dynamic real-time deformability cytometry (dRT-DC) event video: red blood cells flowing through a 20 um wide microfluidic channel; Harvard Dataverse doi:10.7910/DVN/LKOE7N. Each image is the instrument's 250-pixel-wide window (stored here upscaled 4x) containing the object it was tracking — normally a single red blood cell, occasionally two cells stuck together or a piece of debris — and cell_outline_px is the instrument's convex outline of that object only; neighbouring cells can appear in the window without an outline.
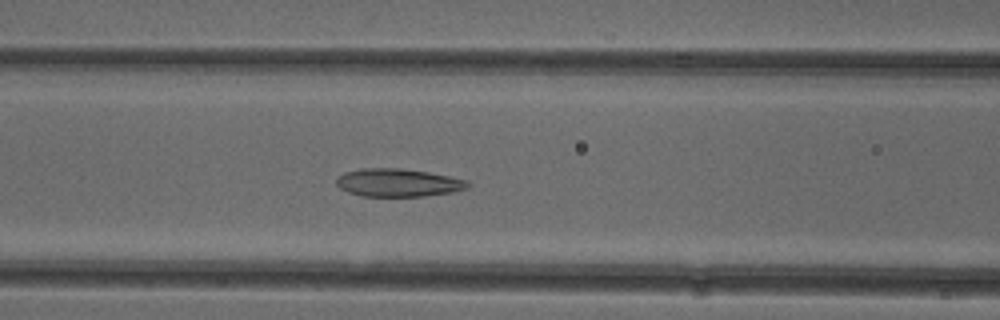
{"species": "common noctule bat (a hibernating species)", "species_latin": "Nyctalus noctula", "temperature_condition": "cold", "stored_images_in_passage": 37, "camera_frame_rate_fps": 3000, "um_per_image_px": 0.085, "animal": {"sex": "female"}, "frame": {"image": 1, "passage_image": 7, "time_ms": 2.0, "image_size_px": [1000, 320], "cell_outline_px": [[472, 184], [468, 188], [452, 192], [424, 196], [360, 196], [348, 192], [340, 188], [336, 184], [336, 180], [344, 172], [360, 168], [400, 168], [428, 172], [468, 180]], "centroid_in_image_um": [33.85, 15.52], "position_along_channel_um": 132.8, "area_um2": 21.5}}
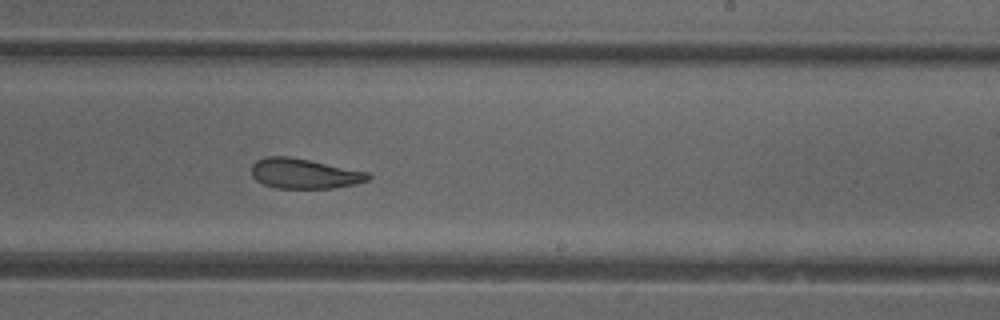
{"frame": {"image": 2, "passage_image": 17, "time_ms": 5.333, "image_size_px": [1000, 320], "cell_outline_px": [[372, 176], [368, 180], [356, 184], [332, 188], [276, 188], [264, 184], [256, 180], [252, 176], [252, 164], [256, 160], [264, 156], [288, 156], [368, 172]], "centroid_in_image_um": [25.84, 14.75], "position_along_channel_um": 263.2, "area_um2": 20.35}}
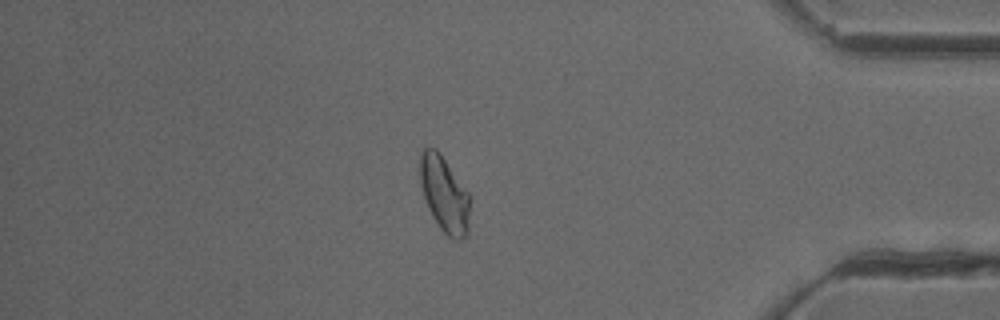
{"frame": {"image": 3, "passage_image": 30, "time_ms": 9.667, "image_size_px": [1000, 320], "cell_outline_px": [[468, 236], [460, 240], [452, 240], [440, 228], [432, 216], [428, 208], [420, 184], [420, 152], [424, 148], [436, 148], [440, 152], [468, 192]], "centroid_in_image_um": [37.75, 16.51], "position_along_channel_um": 397.4, "area_um2": 21.91}, "authors_computed_cell_mechanics": {"area_um2": 21.5016, "velocity_mm_per_s": 3.923, "shape_relaxation_time_tau1_ms": null, "shape_relaxation_time_tau2_ms": 3.0445, "deformation_change_tau1": null, "deformation_change_tau2": 0.0902}}